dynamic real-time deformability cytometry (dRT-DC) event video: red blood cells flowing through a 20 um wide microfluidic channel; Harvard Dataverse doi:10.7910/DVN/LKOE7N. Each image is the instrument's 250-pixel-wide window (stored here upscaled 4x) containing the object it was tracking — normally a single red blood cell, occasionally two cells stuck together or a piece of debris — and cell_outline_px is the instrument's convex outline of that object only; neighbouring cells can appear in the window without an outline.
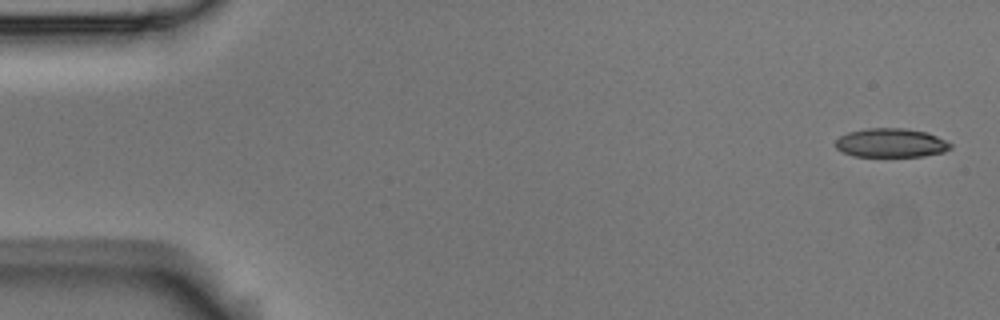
{"species": "Egyptian fruit bat (a non-hibernating species)", "species_latin": "Rousettus aegyptiacus", "temperature_condition": "room temperature", "stored_images_in_passage": 4, "camera_frame_rate_fps": 3000, "um_per_image_px": 0.085, "animal": {"sex": "male"}, "frame": {"image": 1, "passage_image": 1, "time_ms": 0.0, "image_size_px": [1000, 320], "cell_outline_px": [[952, 148], [944, 152], [924, 156], [852, 156], [836, 148], [836, 140], [840, 136], [848, 132], [868, 128], [904, 128], [928, 132], [952, 144]], "centroid_in_image_um": [75.75, 12.14], "position_along_channel_um": 9.3, "area_um2": 19.36}}
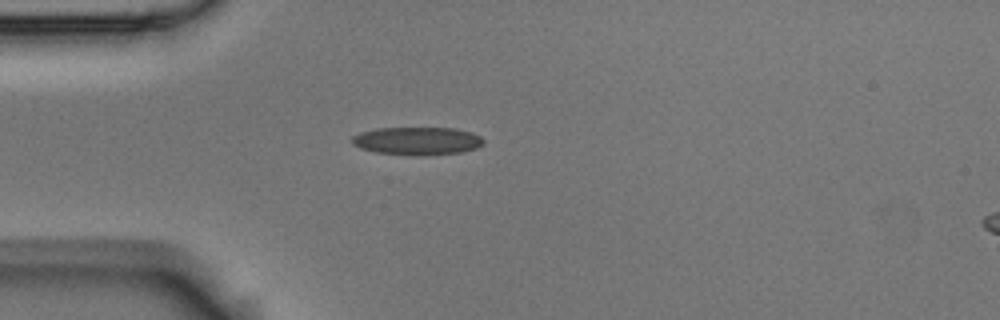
{"frame": {"image": 2, "passage_image": 4, "time_ms": 1.0, "image_size_px": [1000, 320], "cell_outline_px": [[484, 144], [476, 148], [460, 152], [376, 152], [360, 148], [352, 144], [352, 136], [360, 132], [376, 128], [456, 128], [472, 132], [480, 136], [484, 140]], "centroid_in_image_um": [35.46, 11.91], "position_along_channel_um": 49.5, "area_um2": 20.29}}